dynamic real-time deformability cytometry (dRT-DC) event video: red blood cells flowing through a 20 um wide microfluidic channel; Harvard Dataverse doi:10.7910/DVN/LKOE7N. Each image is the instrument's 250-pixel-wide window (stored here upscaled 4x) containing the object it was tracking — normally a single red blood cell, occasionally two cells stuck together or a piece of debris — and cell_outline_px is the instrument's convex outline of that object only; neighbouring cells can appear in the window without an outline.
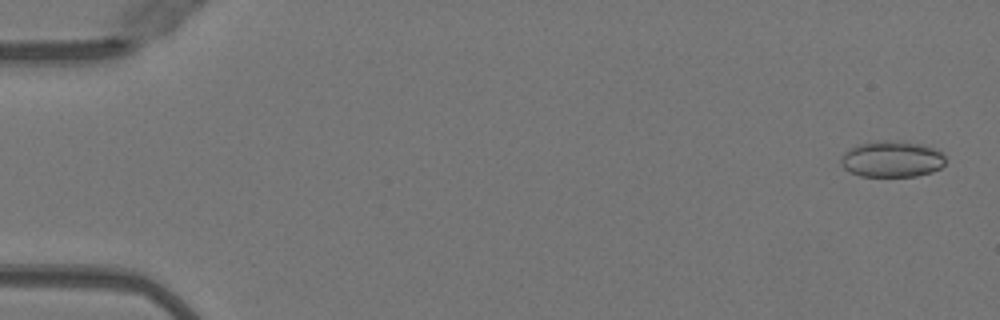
{"species": "Egyptian fruit bat (a non-hibernating species)", "species_latin": "Rousettus aegyptiacus", "temperature_condition": "warm", "stored_images_in_passage": 51, "camera_frame_rate_fps": 3000, "um_per_image_px": 0.085, "animal": {"sex": "female"}, "frame": {"image": 1, "passage_image": 2, "time_ms": 0.333, "image_size_px": [1000, 320], "cell_outline_px": [[944, 164], [940, 168], [932, 172], [916, 176], [860, 176], [844, 168], [840, 164], [840, 160], [844, 152], [848, 148], [856, 144], [880, 140], [904, 140], [936, 148], [944, 156]], "centroid_in_image_um": [75.79, 13.5], "position_along_channel_um": 9.2, "area_um2": 22.37}}
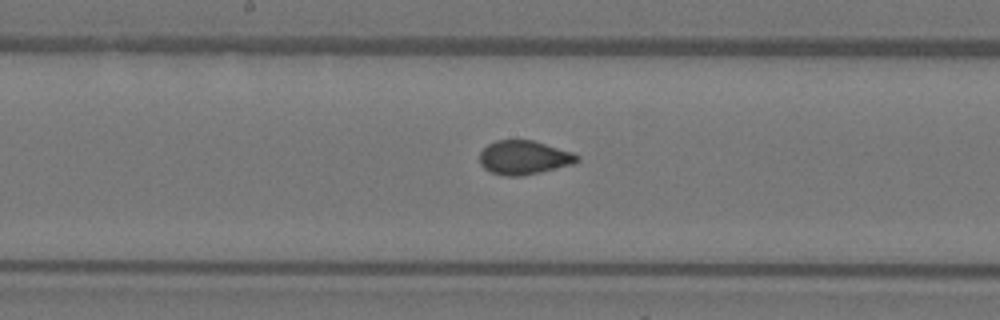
{"frame": {"image": 2, "passage_image": 27, "time_ms": 8.667, "image_size_px": [1000, 320], "cell_outline_px": [[580, 160], [572, 164], [540, 172], [520, 176], [504, 176], [492, 172], [484, 168], [480, 164], [480, 152], [488, 144], [496, 140], [532, 140], [572, 152], [580, 156]], "centroid_in_image_um": [44.53, 13.39], "position_along_channel_um": 203.7, "area_um2": 19.13}}
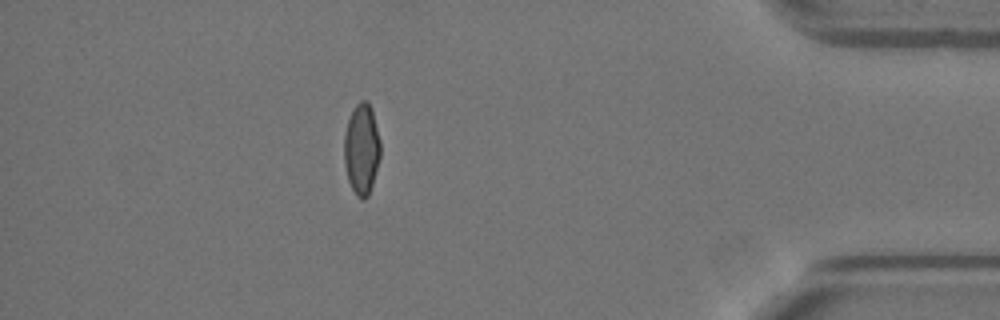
{"frame": {"image": 3, "passage_image": 45, "time_ms": 14.667, "image_size_px": [1000, 320], "cell_outline_px": [[380, 156], [372, 184], [368, 196], [364, 200], [360, 200], [356, 196], [348, 180], [344, 164], [344, 132], [348, 120], [356, 104], [360, 100], [368, 100], [372, 108], [380, 140]], "centroid_in_image_um": [30.73, 12.66], "position_along_channel_um": 404.5, "area_um2": 19.36}, "authors_computed_cell_mechanics": {"area_um2": 19.4786, "velocity_mm_per_s": 4.0596, "shape_relaxation_time_tau1_ms": null, "shape_relaxation_time_tau2_ms": 0.666, "deformation_change_tau1": null, "deformation_change_tau2": 0.0388}}